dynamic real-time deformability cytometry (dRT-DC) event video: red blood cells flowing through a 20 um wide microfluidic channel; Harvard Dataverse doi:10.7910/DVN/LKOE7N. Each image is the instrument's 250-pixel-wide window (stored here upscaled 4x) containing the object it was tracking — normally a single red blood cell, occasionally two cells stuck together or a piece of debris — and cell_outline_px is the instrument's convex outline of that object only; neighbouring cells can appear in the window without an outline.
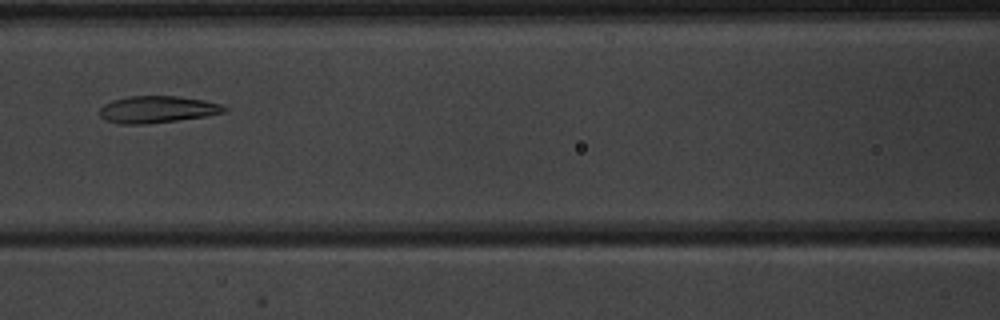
{"species": "common noctule bat (a hibernating species)", "species_latin": "Nyctalus noctula", "temperature_condition": "warm", "stored_images_in_passage": 3, "camera_frame_rate_fps": 3000, "um_per_image_px": 0.085, "animal": {"sex": "male", "body_mass_g": 20.1, "forearm_length_mm": 53.5}, "frame": {"image": 1, "passage_image": 3, "time_ms": 2.333, "image_size_px": [1000, 320], "cell_outline_px": [[228, 112], [204, 116], [148, 124], [120, 124], [104, 120], [100, 116], [100, 108], [104, 104], [112, 100], [128, 96], [180, 96], [204, 100], [220, 104], [228, 108]], "centroid_in_image_um": [13.36, 9.3], "position_along_channel_um": 153.2, "area_um2": 19.65}}